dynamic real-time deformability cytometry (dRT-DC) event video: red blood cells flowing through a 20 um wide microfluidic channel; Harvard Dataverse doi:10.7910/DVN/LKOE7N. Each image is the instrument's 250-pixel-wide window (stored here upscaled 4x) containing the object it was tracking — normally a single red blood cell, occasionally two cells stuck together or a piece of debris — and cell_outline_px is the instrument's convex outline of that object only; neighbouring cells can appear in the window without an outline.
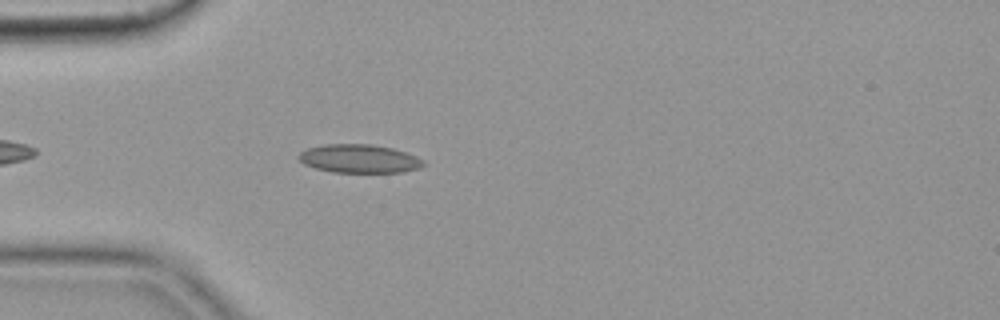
{"species": "common noctule bat (a hibernating species)", "species_latin": "Nyctalus noctula", "temperature_condition": "cold", "stored_images_in_passage": 45, "camera_frame_rate_fps": 3000, "um_per_image_px": 0.085, "animal": {"sex": "female", "body_mass_g": 19.9}, "frame": {"image": 1, "passage_image": 6, "time_ms": 1.667, "image_size_px": [1000, 320], "cell_outline_px": [[428, 164], [420, 168], [400, 172], [332, 172], [316, 168], [304, 164], [296, 156], [300, 152], [308, 148], [324, 144], [372, 144], [392, 148], [416, 156], [424, 160]], "centroid_in_image_um": [30.55, 13.48], "position_along_channel_um": 54.5, "area_um2": 20.75}}
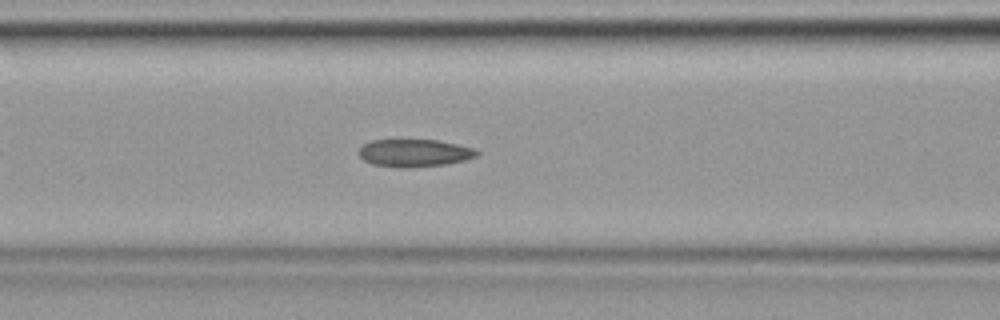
{"frame": {"image": 2, "passage_image": 13, "time_ms": 4.0, "image_size_px": [1000, 320], "cell_outline_px": [[480, 152], [476, 156], [464, 160], [448, 164], [400, 168], [372, 164], [364, 160], [360, 156], [360, 148], [364, 144], [372, 140], [436, 140], [476, 148]], "centroid_in_image_um": [35.25, 13.0], "position_along_channel_um": 131.4, "area_um2": 18.84}}
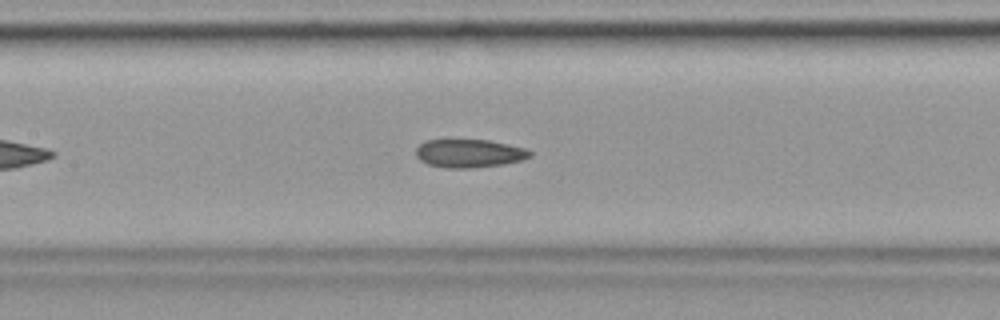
{"frame": {"image": 3, "passage_image": 16, "time_ms": 5.0, "image_size_px": [1000, 320], "cell_outline_px": [[532, 156], [524, 160], [504, 164], [472, 168], [448, 168], [428, 164], [420, 160], [416, 156], [416, 148], [424, 140], [488, 140], [508, 144], [524, 148], [532, 152]], "centroid_in_image_um": [39.9, 13.04], "position_along_channel_um": 167.5, "area_um2": 18.84}, "authors_computed_cell_mechanics": {"area_um2": 19.1318, "velocity_mm_per_s": 3.6137, "shape_relaxation_time_tau1_ms": null, "shape_relaxation_time_tau2_ms": 5.0846, "deformation_change_tau1": null, "deformation_change_tau2": 0.1086}}